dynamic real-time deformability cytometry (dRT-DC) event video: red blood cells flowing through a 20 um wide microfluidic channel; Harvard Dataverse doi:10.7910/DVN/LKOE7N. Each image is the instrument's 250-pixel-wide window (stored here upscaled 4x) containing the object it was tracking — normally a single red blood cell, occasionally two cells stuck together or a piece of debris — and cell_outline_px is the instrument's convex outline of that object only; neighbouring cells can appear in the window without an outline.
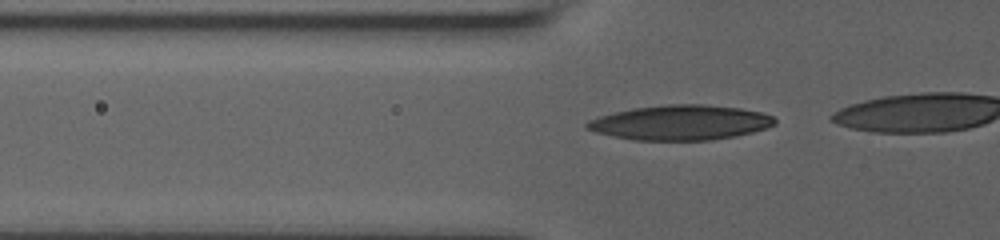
{"species": "human", "species_latin": "Homo sapiens", "temperature_condition": "room temperature", "stored_images_in_passage": 25, "camera_frame_rate_fps": 3000, "um_per_image_px": 0.085, "donor": {"sex": "male"}, "frame": {"image": 1, "passage_image": 18, "time_ms": 5.667, "image_size_px": [1000, 240], "cell_outline_px": [[776, 124], [752, 132], [736, 136], [712, 140], [636, 140], [596, 132], [588, 128], [584, 124], [588, 120], [600, 116], [632, 108], [668, 104], [704, 104], [740, 108], [760, 112], [772, 116], [776, 120]], "centroid_in_image_um": [57.86, 10.41], "position_along_channel_um": 67.9, "area_um2": 37.92}}
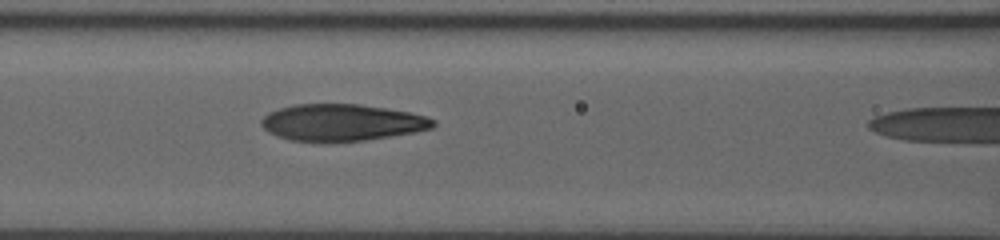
{"frame": {"image": 2, "passage_image": 24, "time_ms": 7.667, "image_size_px": [1000, 240], "cell_outline_px": [[436, 124], [432, 128], [416, 132], [364, 140], [292, 140], [268, 132], [260, 124], [260, 120], [268, 112], [292, 104], [360, 104], [408, 112], [428, 116], [436, 120]], "centroid_in_image_um": [29.08, 10.38], "position_along_channel_um": 137.5, "area_um2": 36.3}}